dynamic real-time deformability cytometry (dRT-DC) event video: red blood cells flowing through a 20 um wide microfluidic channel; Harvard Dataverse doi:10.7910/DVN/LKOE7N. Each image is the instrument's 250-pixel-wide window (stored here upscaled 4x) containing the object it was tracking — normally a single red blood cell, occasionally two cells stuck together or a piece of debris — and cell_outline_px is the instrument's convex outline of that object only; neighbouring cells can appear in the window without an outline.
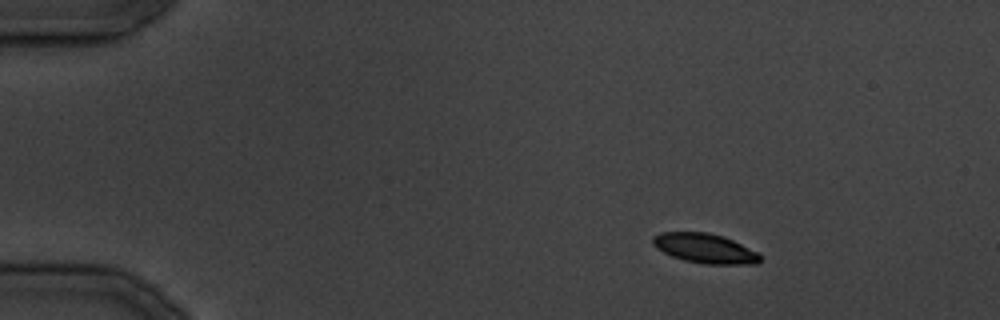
{"species": "common noctule bat (a hibernating species)", "species_latin": "Nyctalus noctula", "temperature_condition": "cold", "stored_images_in_passage": 30, "camera_frame_rate_fps": 3000, "um_per_image_px": 0.085, "animal": {"sex": "male", "body_mass_g": 19.5, "forearm_length_mm": 54.6}, "frame": {"image": 1, "passage_image": 1, "time_ms": 0.0, "image_size_px": [1000, 320], "cell_outline_px": [[760, 260], [756, 264], [704, 264], [684, 260], [672, 256], [656, 248], [652, 244], [652, 236], [660, 232], [708, 232], [724, 236], [760, 252]], "centroid_in_image_um": [59.92, 21.1], "position_along_channel_um": 25.1, "area_um2": 18.73}}
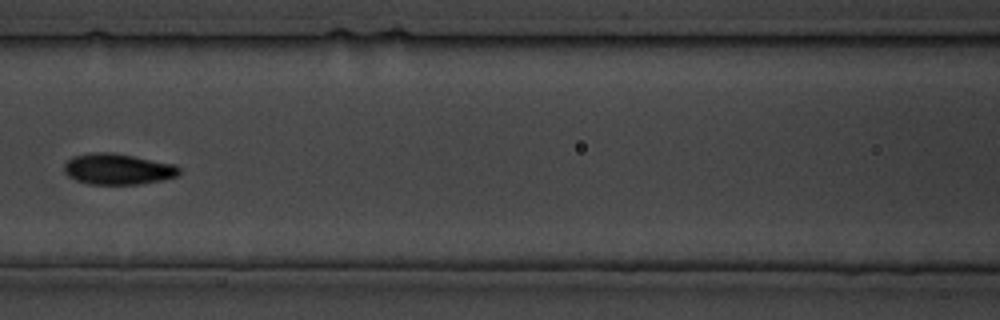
{"frame": {"image": 2, "passage_image": 12, "time_ms": 13.667, "image_size_px": [1000, 320], "cell_outline_px": [[180, 172], [176, 176], [160, 180], [136, 184], [88, 184], [76, 180], [68, 176], [64, 172], [64, 164], [72, 156], [92, 152], [112, 152], [176, 164], [180, 168]], "centroid_in_image_um": [9.99, 14.36], "position_along_channel_um": 156.6, "area_um2": 20.75}}
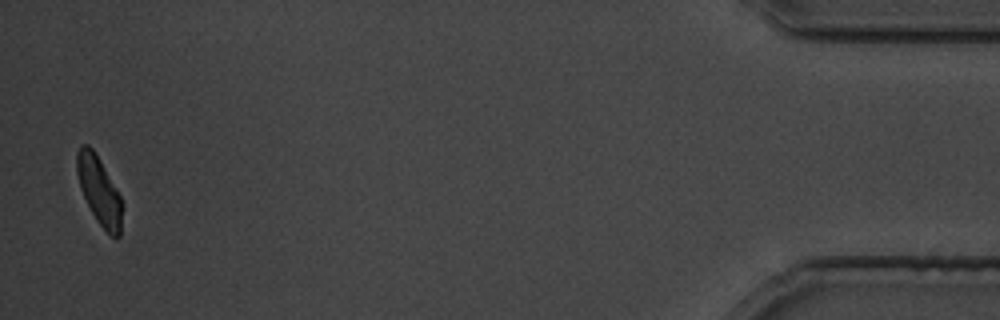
{"frame": {"image": 3, "passage_image": 30, "time_ms": 36.0, "image_size_px": [1000, 320], "cell_outline_px": [[120, 236], [116, 240], [96, 220], [80, 188], [76, 172], [76, 152], [80, 144], [88, 144], [92, 148], [100, 160], [120, 196]], "centroid_in_image_um": [8.38, 16.14], "position_along_channel_um": 426.8, "area_um2": 17.46}}